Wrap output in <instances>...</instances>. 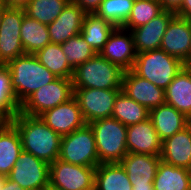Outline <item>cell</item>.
Segmentation results:
<instances>
[{
  "mask_svg": "<svg viewBox=\"0 0 191 190\" xmlns=\"http://www.w3.org/2000/svg\"><path fill=\"white\" fill-rule=\"evenodd\" d=\"M10 122L20 135L23 151L49 165L58 159L62 137L47 126L40 116L19 112Z\"/></svg>",
  "mask_w": 191,
  "mask_h": 190,
  "instance_id": "6da1fadb",
  "label": "cell"
},
{
  "mask_svg": "<svg viewBox=\"0 0 191 190\" xmlns=\"http://www.w3.org/2000/svg\"><path fill=\"white\" fill-rule=\"evenodd\" d=\"M6 66L10 70L11 86L19 105L40 87L58 78L34 54L18 56L7 62Z\"/></svg>",
  "mask_w": 191,
  "mask_h": 190,
  "instance_id": "7a4b0ae2",
  "label": "cell"
},
{
  "mask_svg": "<svg viewBox=\"0 0 191 190\" xmlns=\"http://www.w3.org/2000/svg\"><path fill=\"white\" fill-rule=\"evenodd\" d=\"M125 70L97 53L73 71V88L122 89Z\"/></svg>",
  "mask_w": 191,
  "mask_h": 190,
  "instance_id": "3957f363",
  "label": "cell"
},
{
  "mask_svg": "<svg viewBox=\"0 0 191 190\" xmlns=\"http://www.w3.org/2000/svg\"><path fill=\"white\" fill-rule=\"evenodd\" d=\"M183 67L180 59L159 48L137 53L132 70L165 90Z\"/></svg>",
  "mask_w": 191,
  "mask_h": 190,
  "instance_id": "277c9868",
  "label": "cell"
},
{
  "mask_svg": "<svg viewBox=\"0 0 191 190\" xmlns=\"http://www.w3.org/2000/svg\"><path fill=\"white\" fill-rule=\"evenodd\" d=\"M93 130L100 163L120 162L128 153L127 127L113 117L89 123Z\"/></svg>",
  "mask_w": 191,
  "mask_h": 190,
  "instance_id": "5b68a950",
  "label": "cell"
},
{
  "mask_svg": "<svg viewBox=\"0 0 191 190\" xmlns=\"http://www.w3.org/2000/svg\"><path fill=\"white\" fill-rule=\"evenodd\" d=\"M58 159L87 167H97L100 164L94 133L89 124L62 136Z\"/></svg>",
  "mask_w": 191,
  "mask_h": 190,
  "instance_id": "8992f818",
  "label": "cell"
},
{
  "mask_svg": "<svg viewBox=\"0 0 191 190\" xmlns=\"http://www.w3.org/2000/svg\"><path fill=\"white\" fill-rule=\"evenodd\" d=\"M73 96L72 78H57L32 93L20 105L19 112L30 116H40L45 111L70 100Z\"/></svg>",
  "mask_w": 191,
  "mask_h": 190,
  "instance_id": "52a82bcc",
  "label": "cell"
},
{
  "mask_svg": "<svg viewBox=\"0 0 191 190\" xmlns=\"http://www.w3.org/2000/svg\"><path fill=\"white\" fill-rule=\"evenodd\" d=\"M96 167L66 163L56 159L50 164L49 187L58 190H89L95 187Z\"/></svg>",
  "mask_w": 191,
  "mask_h": 190,
  "instance_id": "ba28073f",
  "label": "cell"
},
{
  "mask_svg": "<svg viewBox=\"0 0 191 190\" xmlns=\"http://www.w3.org/2000/svg\"><path fill=\"white\" fill-rule=\"evenodd\" d=\"M82 116L89 124L112 116L114 102L122 89L73 88Z\"/></svg>",
  "mask_w": 191,
  "mask_h": 190,
  "instance_id": "9c48e42d",
  "label": "cell"
},
{
  "mask_svg": "<svg viewBox=\"0 0 191 190\" xmlns=\"http://www.w3.org/2000/svg\"><path fill=\"white\" fill-rule=\"evenodd\" d=\"M49 173L48 163L22 151L7 177L26 190H40L49 187Z\"/></svg>",
  "mask_w": 191,
  "mask_h": 190,
  "instance_id": "30bf717a",
  "label": "cell"
},
{
  "mask_svg": "<svg viewBox=\"0 0 191 190\" xmlns=\"http://www.w3.org/2000/svg\"><path fill=\"white\" fill-rule=\"evenodd\" d=\"M24 7H7L0 24V58L9 62L24 55L20 29L25 15Z\"/></svg>",
  "mask_w": 191,
  "mask_h": 190,
  "instance_id": "8fae6325",
  "label": "cell"
},
{
  "mask_svg": "<svg viewBox=\"0 0 191 190\" xmlns=\"http://www.w3.org/2000/svg\"><path fill=\"white\" fill-rule=\"evenodd\" d=\"M40 118L61 137L83 127L86 122L75 97L45 111Z\"/></svg>",
  "mask_w": 191,
  "mask_h": 190,
  "instance_id": "7c38bea8",
  "label": "cell"
},
{
  "mask_svg": "<svg viewBox=\"0 0 191 190\" xmlns=\"http://www.w3.org/2000/svg\"><path fill=\"white\" fill-rule=\"evenodd\" d=\"M122 91L149 111L165 103V90L138 76L133 70L125 71Z\"/></svg>",
  "mask_w": 191,
  "mask_h": 190,
  "instance_id": "4fadbf2b",
  "label": "cell"
},
{
  "mask_svg": "<svg viewBox=\"0 0 191 190\" xmlns=\"http://www.w3.org/2000/svg\"><path fill=\"white\" fill-rule=\"evenodd\" d=\"M124 31L126 29L123 27H116L99 54L111 63L128 71L133 68L137 52L131 31L128 35Z\"/></svg>",
  "mask_w": 191,
  "mask_h": 190,
  "instance_id": "5bb4252c",
  "label": "cell"
},
{
  "mask_svg": "<svg viewBox=\"0 0 191 190\" xmlns=\"http://www.w3.org/2000/svg\"><path fill=\"white\" fill-rule=\"evenodd\" d=\"M175 16V12L164 10L147 24L129 30L133 36L136 52L140 53L159 49L164 33Z\"/></svg>",
  "mask_w": 191,
  "mask_h": 190,
  "instance_id": "9a60e30c",
  "label": "cell"
},
{
  "mask_svg": "<svg viewBox=\"0 0 191 190\" xmlns=\"http://www.w3.org/2000/svg\"><path fill=\"white\" fill-rule=\"evenodd\" d=\"M160 48L184 63L191 50V21L175 16L164 33Z\"/></svg>",
  "mask_w": 191,
  "mask_h": 190,
  "instance_id": "2e32d148",
  "label": "cell"
},
{
  "mask_svg": "<svg viewBox=\"0 0 191 190\" xmlns=\"http://www.w3.org/2000/svg\"><path fill=\"white\" fill-rule=\"evenodd\" d=\"M126 147L128 153L161 155L162 141L150 118L127 126Z\"/></svg>",
  "mask_w": 191,
  "mask_h": 190,
  "instance_id": "e0dca14e",
  "label": "cell"
},
{
  "mask_svg": "<svg viewBox=\"0 0 191 190\" xmlns=\"http://www.w3.org/2000/svg\"><path fill=\"white\" fill-rule=\"evenodd\" d=\"M85 14L78 5L69 1L60 15L48 25L50 42L61 45L80 34Z\"/></svg>",
  "mask_w": 191,
  "mask_h": 190,
  "instance_id": "ac0fdd59",
  "label": "cell"
},
{
  "mask_svg": "<svg viewBox=\"0 0 191 190\" xmlns=\"http://www.w3.org/2000/svg\"><path fill=\"white\" fill-rule=\"evenodd\" d=\"M160 160L157 155L127 153L120 163L132 187H142L153 185Z\"/></svg>",
  "mask_w": 191,
  "mask_h": 190,
  "instance_id": "d6986e66",
  "label": "cell"
},
{
  "mask_svg": "<svg viewBox=\"0 0 191 190\" xmlns=\"http://www.w3.org/2000/svg\"><path fill=\"white\" fill-rule=\"evenodd\" d=\"M160 159L175 167L191 170V126L162 141Z\"/></svg>",
  "mask_w": 191,
  "mask_h": 190,
  "instance_id": "ffe728a7",
  "label": "cell"
},
{
  "mask_svg": "<svg viewBox=\"0 0 191 190\" xmlns=\"http://www.w3.org/2000/svg\"><path fill=\"white\" fill-rule=\"evenodd\" d=\"M149 118L161 141L173 136L189 125V118L166 103L150 110Z\"/></svg>",
  "mask_w": 191,
  "mask_h": 190,
  "instance_id": "44dd1931",
  "label": "cell"
},
{
  "mask_svg": "<svg viewBox=\"0 0 191 190\" xmlns=\"http://www.w3.org/2000/svg\"><path fill=\"white\" fill-rule=\"evenodd\" d=\"M165 103L191 117V69L183 67L165 89Z\"/></svg>",
  "mask_w": 191,
  "mask_h": 190,
  "instance_id": "7402d4cb",
  "label": "cell"
},
{
  "mask_svg": "<svg viewBox=\"0 0 191 190\" xmlns=\"http://www.w3.org/2000/svg\"><path fill=\"white\" fill-rule=\"evenodd\" d=\"M23 151L20 135L16 127L6 122L0 129V176L7 177Z\"/></svg>",
  "mask_w": 191,
  "mask_h": 190,
  "instance_id": "603a6c76",
  "label": "cell"
},
{
  "mask_svg": "<svg viewBox=\"0 0 191 190\" xmlns=\"http://www.w3.org/2000/svg\"><path fill=\"white\" fill-rule=\"evenodd\" d=\"M153 187L154 190H191V170L160 160Z\"/></svg>",
  "mask_w": 191,
  "mask_h": 190,
  "instance_id": "cb8c5ba5",
  "label": "cell"
},
{
  "mask_svg": "<svg viewBox=\"0 0 191 190\" xmlns=\"http://www.w3.org/2000/svg\"><path fill=\"white\" fill-rule=\"evenodd\" d=\"M95 187L97 190H132L131 181L120 162L100 163L96 167Z\"/></svg>",
  "mask_w": 191,
  "mask_h": 190,
  "instance_id": "d4e9b609",
  "label": "cell"
},
{
  "mask_svg": "<svg viewBox=\"0 0 191 190\" xmlns=\"http://www.w3.org/2000/svg\"><path fill=\"white\" fill-rule=\"evenodd\" d=\"M115 28V25L95 13L85 14L80 34L99 53Z\"/></svg>",
  "mask_w": 191,
  "mask_h": 190,
  "instance_id": "484cf974",
  "label": "cell"
},
{
  "mask_svg": "<svg viewBox=\"0 0 191 190\" xmlns=\"http://www.w3.org/2000/svg\"><path fill=\"white\" fill-rule=\"evenodd\" d=\"M20 37L25 54H35L51 43L48 25L42 24L26 14L23 17Z\"/></svg>",
  "mask_w": 191,
  "mask_h": 190,
  "instance_id": "4316f807",
  "label": "cell"
},
{
  "mask_svg": "<svg viewBox=\"0 0 191 190\" xmlns=\"http://www.w3.org/2000/svg\"><path fill=\"white\" fill-rule=\"evenodd\" d=\"M150 111L121 91L114 102L112 116L123 125L130 126L149 118Z\"/></svg>",
  "mask_w": 191,
  "mask_h": 190,
  "instance_id": "83f0119b",
  "label": "cell"
},
{
  "mask_svg": "<svg viewBox=\"0 0 191 190\" xmlns=\"http://www.w3.org/2000/svg\"><path fill=\"white\" fill-rule=\"evenodd\" d=\"M35 57L58 78H72L74 69L68 64L60 44H47Z\"/></svg>",
  "mask_w": 191,
  "mask_h": 190,
  "instance_id": "f1b7e54d",
  "label": "cell"
},
{
  "mask_svg": "<svg viewBox=\"0 0 191 190\" xmlns=\"http://www.w3.org/2000/svg\"><path fill=\"white\" fill-rule=\"evenodd\" d=\"M70 0H30L25 6L26 15L49 25L63 11Z\"/></svg>",
  "mask_w": 191,
  "mask_h": 190,
  "instance_id": "f546056e",
  "label": "cell"
},
{
  "mask_svg": "<svg viewBox=\"0 0 191 190\" xmlns=\"http://www.w3.org/2000/svg\"><path fill=\"white\" fill-rule=\"evenodd\" d=\"M164 11L158 0H136L134 1L131 14L122 26L128 30L147 24L151 19L157 17Z\"/></svg>",
  "mask_w": 191,
  "mask_h": 190,
  "instance_id": "4dcf8cb0",
  "label": "cell"
},
{
  "mask_svg": "<svg viewBox=\"0 0 191 190\" xmlns=\"http://www.w3.org/2000/svg\"><path fill=\"white\" fill-rule=\"evenodd\" d=\"M135 0H103L95 14L116 27H122L131 14Z\"/></svg>",
  "mask_w": 191,
  "mask_h": 190,
  "instance_id": "1f68e13d",
  "label": "cell"
},
{
  "mask_svg": "<svg viewBox=\"0 0 191 190\" xmlns=\"http://www.w3.org/2000/svg\"><path fill=\"white\" fill-rule=\"evenodd\" d=\"M19 111L20 105L11 86L10 70L5 65L0 69V114L10 121Z\"/></svg>",
  "mask_w": 191,
  "mask_h": 190,
  "instance_id": "d6a6232c",
  "label": "cell"
},
{
  "mask_svg": "<svg viewBox=\"0 0 191 190\" xmlns=\"http://www.w3.org/2000/svg\"><path fill=\"white\" fill-rule=\"evenodd\" d=\"M61 47L67 57L66 59L68 64L73 69L97 54L95 50L85 41L81 34L69 38L66 42L61 44Z\"/></svg>",
  "mask_w": 191,
  "mask_h": 190,
  "instance_id": "836d02e7",
  "label": "cell"
},
{
  "mask_svg": "<svg viewBox=\"0 0 191 190\" xmlns=\"http://www.w3.org/2000/svg\"><path fill=\"white\" fill-rule=\"evenodd\" d=\"M78 5L86 14H93L97 11L103 0H70Z\"/></svg>",
  "mask_w": 191,
  "mask_h": 190,
  "instance_id": "e575fe53",
  "label": "cell"
},
{
  "mask_svg": "<svg viewBox=\"0 0 191 190\" xmlns=\"http://www.w3.org/2000/svg\"><path fill=\"white\" fill-rule=\"evenodd\" d=\"M176 16L191 21V0H183L181 7L175 12Z\"/></svg>",
  "mask_w": 191,
  "mask_h": 190,
  "instance_id": "d590c367",
  "label": "cell"
},
{
  "mask_svg": "<svg viewBox=\"0 0 191 190\" xmlns=\"http://www.w3.org/2000/svg\"><path fill=\"white\" fill-rule=\"evenodd\" d=\"M164 10L176 12L182 5L183 0H158Z\"/></svg>",
  "mask_w": 191,
  "mask_h": 190,
  "instance_id": "8d00e7d4",
  "label": "cell"
},
{
  "mask_svg": "<svg viewBox=\"0 0 191 190\" xmlns=\"http://www.w3.org/2000/svg\"><path fill=\"white\" fill-rule=\"evenodd\" d=\"M0 190H26L22 188L17 182L11 181L8 177H5L3 186H0Z\"/></svg>",
  "mask_w": 191,
  "mask_h": 190,
  "instance_id": "74e56055",
  "label": "cell"
},
{
  "mask_svg": "<svg viewBox=\"0 0 191 190\" xmlns=\"http://www.w3.org/2000/svg\"><path fill=\"white\" fill-rule=\"evenodd\" d=\"M7 7H24L30 0H3Z\"/></svg>",
  "mask_w": 191,
  "mask_h": 190,
  "instance_id": "f35d334b",
  "label": "cell"
},
{
  "mask_svg": "<svg viewBox=\"0 0 191 190\" xmlns=\"http://www.w3.org/2000/svg\"><path fill=\"white\" fill-rule=\"evenodd\" d=\"M6 8H7V5L5 4V2L3 0H0V24L3 17V12Z\"/></svg>",
  "mask_w": 191,
  "mask_h": 190,
  "instance_id": "ab89813d",
  "label": "cell"
},
{
  "mask_svg": "<svg viewBox=\"0 0 191 190\" xmlns=\"http://www.w3.org/2000/svg\"><path fill=\"white\" fill-rule=\"evenodd\" d=\"M132 190H154L153 185H147L142 187H132Z\"/></svg>",
  "mask_w": 191,
  "mask_h": 190,
  "instance_id": "60d3db41",
  "label": "cell"
},
{
  "mask_svg": "<svg viewBox=\"0 0 191 190\" xmlns=\"http://www.w3.org/2000/svg\"><path fill=\"white\" fill-rule=\"evenodd\" d=\"M184 67L191 69V50H190L187 60L184 62Z\"/></svg>",
  "mask_w": 191,
  "mask_h": 190,
  "instance_id": "b9f144b4",
  "label": "cell"
},
{
  "mask_svg": "<svg viewBox=\"0 0 191 190\" xmlns=\"http://www.w3.org/2000/svg\"><path fill=\"white\" fill-rule=\"evenodd\" d=\"M6 122H8V120L2 114H0V129Z\"/></svg>",
  "mask_w": 191,
  "mask_h": 190,
  "instance_id": "7bdbcfd3",
  "label": "cell"
},
{
  "mask_svg": "<svg viewBox=\"0 0 191 190\" xmlns=\"http://www.w3.org/2000/svg\"><path fill=\"white\" fill-rule=\"evenodd\" d=\"M5 181V176H0V186H3Z\"/></svg>",
  "mask_w": 191,
  "mask_h": 190,
  "instance_id": "ee69618b",
  "label": "cell"
},
{
  "mask_svg": "<svg viewBox=\"0 0 191 190\" xmlns=\"http://www.w3.org/2000/svg\"><path fill=\"white\" fill-rule=\"evenodd\" d=\"M6 63L0 58V69L4 67Z\"/></svg>",
  "mask_w": 191,
  "mask_h": 190,
  "instance_id": "f6af8a7d",
  "label": "cell"
},
{
  "mask_svg": "<svg viewBox=\"0 0 191 190\" xmlns=\"http://www.w3.org/2000/svg\"><path fill=\"white\" fill-rule=\"evenodd\" d=\"M40 190H50V187L44 188V189H40Z\"/></svg>",
  "mask_w": 191,
  "mask_h": 190,
  "instance_id": "bcb514c9",
  "label": "cell"
},
{
  "mask_svg": "<svg viewBox=\"0 0 191 190\" xmlns=\"http://www.w3.org/2000/svg\"><path fill=\"white\" fill-rule=\"evenodd\" d=\"M189 125L191 126V117L189 118Z\"/></svg>",
  "mask_w": 191,
  "mask_h": 190,
  "instance_id": "7dc6e473",
  "label": "cell"
},
{
  "mask_svg": "<svg viewBox=\"0 0 191 190\" xmlns=\"http://www.w3.org/2000/svg\"><path fill=\"white\" fill-rule=\"evenodd\" d=\"M89 190H97V189H96V187H93V188H91V189H89Z\"/></svg>",
  "mask_w": 191,
  "mask_h": 190,
  "instance_id": "c3c4849f",
  "label": "cell"
}]
</instances>
